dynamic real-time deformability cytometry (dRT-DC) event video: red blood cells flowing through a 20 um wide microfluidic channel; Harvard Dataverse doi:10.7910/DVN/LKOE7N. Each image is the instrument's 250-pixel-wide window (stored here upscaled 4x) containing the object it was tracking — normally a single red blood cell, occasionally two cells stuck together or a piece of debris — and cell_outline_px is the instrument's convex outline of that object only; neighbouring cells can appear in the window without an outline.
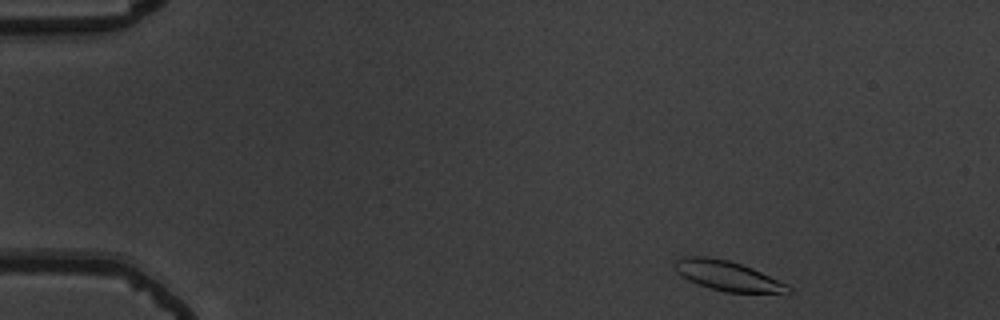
{"species": "common noctule bat (a hibernating species)", "species_latin": "Nyctalus noctula", "temperature_condition": "warm", "stored_images_in_passage": 50, "camera_frame_rate_fps": 3000, "um_per_image_px": 0.085, "animal": {"sex": "male", "body_mass_g": 19.5, "forearm_length_mm": 54.6}, "frame": {"image": 1, "passage_image": 2, "time_ms": 0.333, "image_size_px": [1000, 320], "cell_outline_px": [[792, 292], [788, 296], [724, 292], [688, 280], [676, 272], [676, 260], [684, 256], [708, 256], [728, 260], [752, 268], [788, 284], [792, 288]], "centroid_in_image_um": [62.01, 23.5], "position_along_channel_um": 23.0, "area_um2": 20.35}}
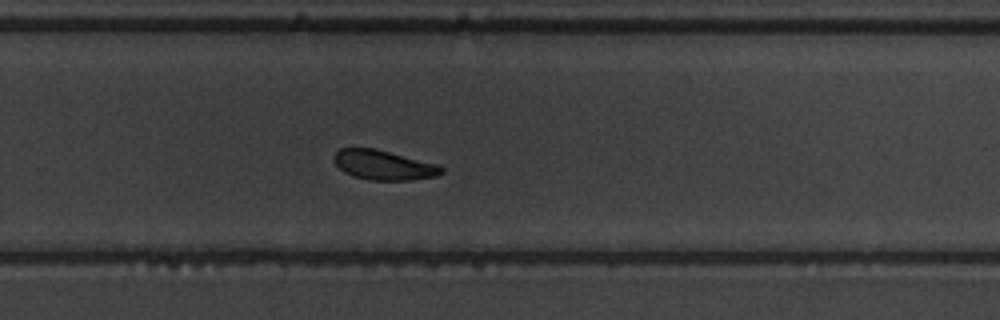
{"frame": {"image": 2, "passage_image": 32, "time_ms": 10.333, "image_size_px": [1000, 320], "cell_outline_px": [[444, 172], [436, 176], [412, 180], [368, 180], [344, 172], [332, 160], [332, 156], [340, 148], [376, 148], [440, 164], [444, 168]], "centroid_in_image_um": [32.64, 14.02], "position_along_channel_um": 297.2, "area_um2": 18.84}}
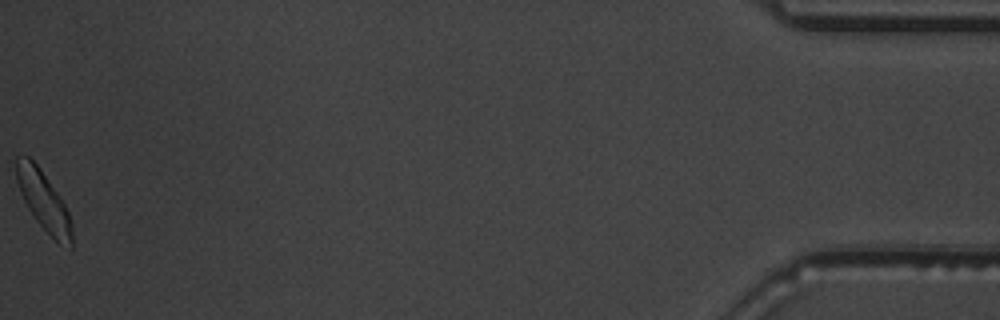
{"frame": {"image": 3, "passage_image": 50, "time_ms": 16.333, "image_size_px": [1000, 320], "cell_outline_px": [[72, 248], [60, 244], [36, 220], [28, 208], [20, 192], [16, 180], [16, 156], [28, 156], [40, 168], [64, 204], [68, 212], [72, 224]], "centroid_in_image_um": [3.7, 17.07], "position_along_channel_um": 431.5, "area_um2": 18.73}, "authors_computed_cell_mechanics": {"area_um2": 19.5364, "velocity_mm_per_s": 3.7326, "shape_relaxation_time_tau1_ms": 2.5928, "shape_relaxation_time_tau2_ms": 7.1699, "deformation_change_tau1": 0.0918, "deformation_change_tau2": 0.1485}}